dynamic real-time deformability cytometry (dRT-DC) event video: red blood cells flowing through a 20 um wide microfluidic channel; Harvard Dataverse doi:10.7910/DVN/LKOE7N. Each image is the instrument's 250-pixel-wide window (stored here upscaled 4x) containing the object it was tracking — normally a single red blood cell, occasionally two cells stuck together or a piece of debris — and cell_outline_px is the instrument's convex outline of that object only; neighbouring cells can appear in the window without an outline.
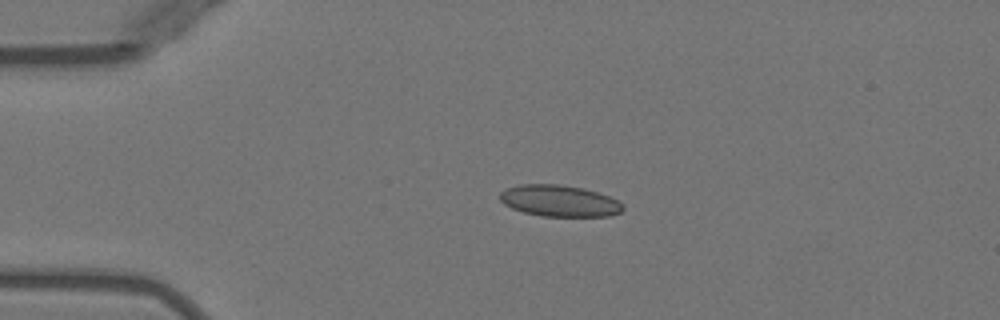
{"species": "Egyptian fruit bat (a non-hibernating species)", "species_latin": "Rousettus aegyptiacus", "temperature_condition": "warm", "stored_images_in_passage": 40, "camera_frame_rate_fps": 3000, "um_per_image_px": 0.085, "animal": {"sex": "female"}, "frame": {"image": 1, "passage_image": 1, "time_ms": 0.0, "image_size_px": [1000, 320], "cell_outline_px": [[624, 208], [620, 212], [608, 216], [540, 216], [524, 212], [512, 208], [504, 204], [500, 200], [500, 192], [504, 188], [520, 184], [556, 184], [584, 188], [608, 196], [624, 204]], "centroid_in_image_um": [47.52, 17.07], "position_along_channel_um": 37.5, "area_um2": 22.54}}
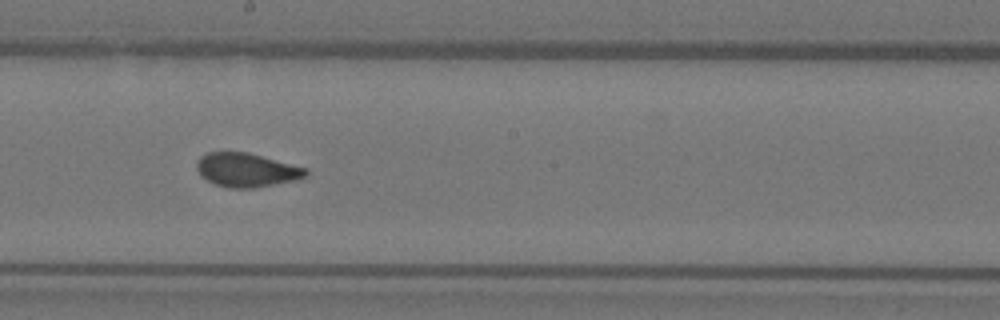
{"frame": {"image": 2, "passage_image": 18, "time_ms": 5.667, "image_size_px": [1000, 320], "cell_outline_px": [[308, 176], [296, 180], [256, 188], [228, 188], [216, 184], [200, 176], [196, 168], [196, 164], [200, 156], [208, 152], [248, 152], [308, 168]], "centroid_in_image_um": [20.98, 14.45], "position_along_channel_um": 227.2, "area_um2": 21.73}}
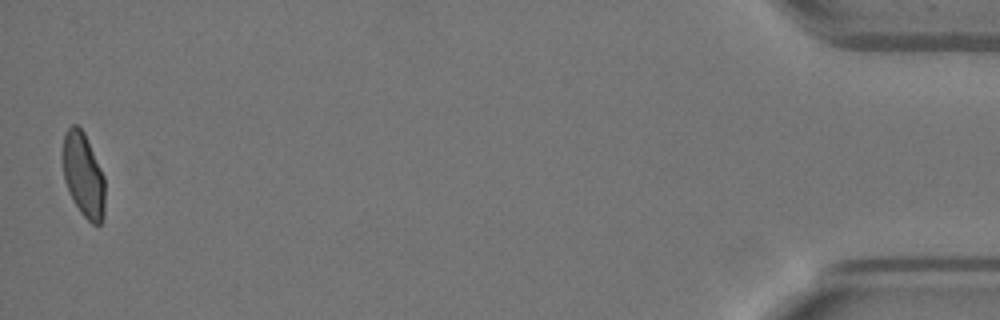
{"frame": {"image": 3, "passage_image": 40, "time_ms": 13.0, "image_size_px": [1000, 320], "cell_outline_px": [[104, 220], [100, 224], [92, 224], [80, 212], [72, 200], [64, 180], [64, 132], [72, 124], [76, 124], [84, 132], [104, 176]], "centroid_in_image_um": [7.1, 14.91], "position_along_channel_um": 428.1, "area_um2": 20.52}, "authors_computed_cell_mechanics": {"area_um2": 21.7328, "velocity_mm_per_s": 3.9779, "shape_relaxation_time_tau1_ms": 5.887, "shape_relaxation_time_tau2_ms": 0.6689, "deformation_change_tau1": 0.159, "deformation_change_tau2": 0.0567}}